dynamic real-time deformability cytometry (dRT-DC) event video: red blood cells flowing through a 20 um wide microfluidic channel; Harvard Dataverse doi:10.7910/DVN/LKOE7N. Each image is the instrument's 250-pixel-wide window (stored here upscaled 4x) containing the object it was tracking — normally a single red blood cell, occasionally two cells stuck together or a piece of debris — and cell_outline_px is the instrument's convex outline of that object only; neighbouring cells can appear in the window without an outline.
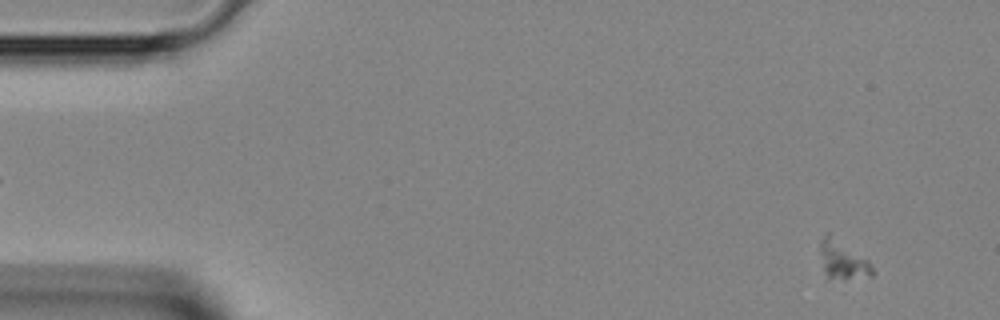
{"species": "Egyptian fruit bat (a non-hibernating species)", "species_latin": "Rousettus aegyptiacus", "temperature_condition": "room temperature", "stored_images_in_passage": 44, "camera_frame_rate_fps": 3000, "um_per_image_px": 0.085, "animal": {"sex": "female"}, "frame": {"image": 1, "passage_image": 3, "time_ms": 0.667, "image_size_px": [1000, 320], "cell_outline_px": [[872, 276], [844, 280], [828, 276], [824, 272], [820, 252], [820, 244], [824, 236], [828, 232], [868, 260], [872, 268]], "centroid_in_image_um": [71.63, 22.11], "position_along_channel_um": 13.4, "area_um2": 11.44}}